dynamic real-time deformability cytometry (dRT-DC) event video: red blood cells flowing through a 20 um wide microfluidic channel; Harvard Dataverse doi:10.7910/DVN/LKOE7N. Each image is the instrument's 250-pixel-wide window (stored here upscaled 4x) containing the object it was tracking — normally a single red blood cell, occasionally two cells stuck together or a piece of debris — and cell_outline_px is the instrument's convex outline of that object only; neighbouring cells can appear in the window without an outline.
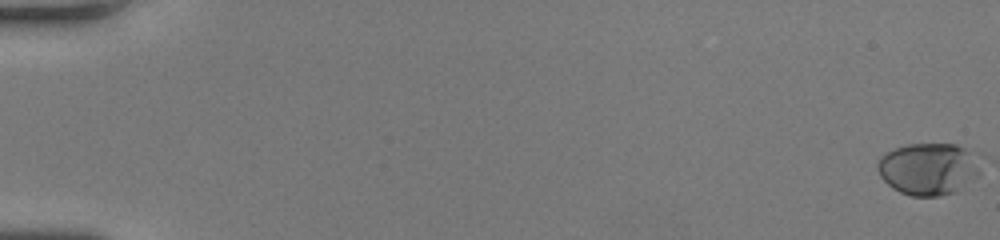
{"species": "human", "species_latin": "Homo sapiens", "temperature_condition": "room temperature", "stored_images_in_passage": 52, "camera_frame_rate_fps": 3000, "um_per_image_px": 0.085, "donor": {"sex": "female"}, "frame": {"image": 1, "passage_image": 1, "time_ms": 0.0, "image_size_px": [1000, 240], "cell_outline_px": [[980, 176], [956, 192], [940, 196], [912, 196], [900, 192], [892, 188], [880, 176], [876, 168], [876, 164], [880, 156], [896, 148], [908, 144], [956, 144], [964, 148], [968, 152], [980, 168]], "centroid_in_image_um": [78.88, 14.38], "position_along_channel_um": 6.1, "area_um2": 31.1}}
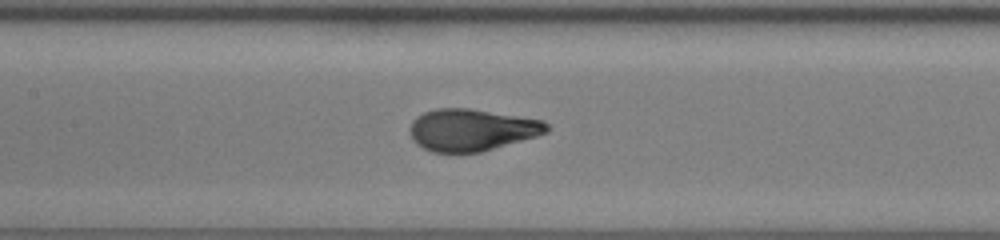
{"frame": {"image": 2, "passage_image": 28, "time_ms": 9.0, "image_size_px": [1000, 240], "cell_outline_px": [[548, 132], [536, 136], [480, 152], [432, 152], [416, 144], [412, 140], [408, 132], [408, 128], [412, 120], [416, 116], [424, 112], [436, 108], [468, 108], [544, 120], [548, 124]], "centroid_in_image_um": [40.04, 11.03], "position_along_channel_um": 167.4, "area_um2": 33.52}}
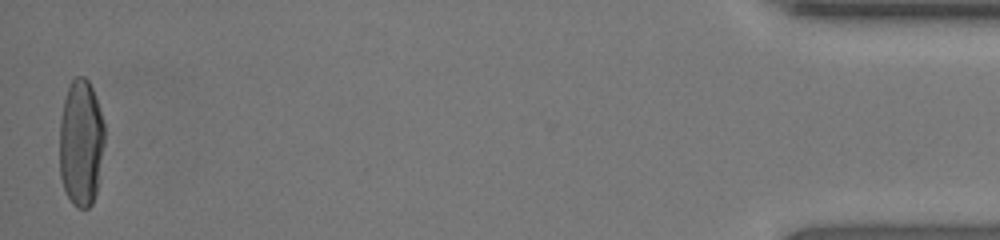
{"frame": {"image": 3, "passage_image": 52, "time_ms": 17.0, "image_size_px": [1000, 240], "cell_outline_px": [[104, 144], [96, 192], [92, 204], [88, 208], [76, 208], [72, 204], [64, 188], [60, 176], [60, 120], [64, 100], [68, 84], [76, 76], [84, 76], [88, 80], [92, 88], [104, 120]], "centroid_in_image_um": [6.88, 12.13], "position_along_channel_um": 428.3, "area_um2": 33.41}, "authors_computed_cell_mechanics": {"area_um2": 33.0616, "velocity_mm_per_s": 4.3305, "shape_relaxation_time_tau1_ms": 4.0349, "shape_relaxation_time_tau2_ms": null, "deformation_change_tau1": 0.2366, "deformation_change_tau2": null}}